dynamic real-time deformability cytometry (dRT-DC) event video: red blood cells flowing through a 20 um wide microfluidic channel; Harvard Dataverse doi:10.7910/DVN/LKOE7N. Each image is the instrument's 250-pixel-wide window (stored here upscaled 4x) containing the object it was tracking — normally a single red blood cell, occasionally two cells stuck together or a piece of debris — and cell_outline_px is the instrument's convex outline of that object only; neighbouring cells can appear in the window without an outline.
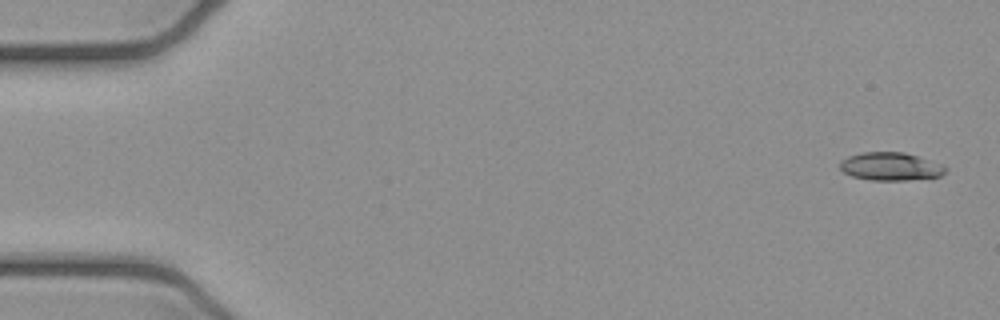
{"species": "common noctule bat (a hibernating species)", "species_latin": "Nyctalus noctula", "temperature_condition": "cold", "stored_images_in_passage": 6, "camera_frame_rate_fps": 3000, "um_per_image_px": 0.085, "animal": {"sex": "female", "body_mass_g": 21.9}, "frame": {"image": 1, "passage_image": 1, "time_ms": 0.0, "image_size_px": [1000, 320], "cell_outline_px": [[948, 168], [940, 176], [908, 180], [872, 180], [852, 176], [844, 172], [840, 168], [840, 160], [848, 156], [864, 152], [904, 152], [944, 164]], "centroid_in_image_um": [75.71, 14.14], "position_along_channel_um": 9.3, "area_um2": 17.28}}
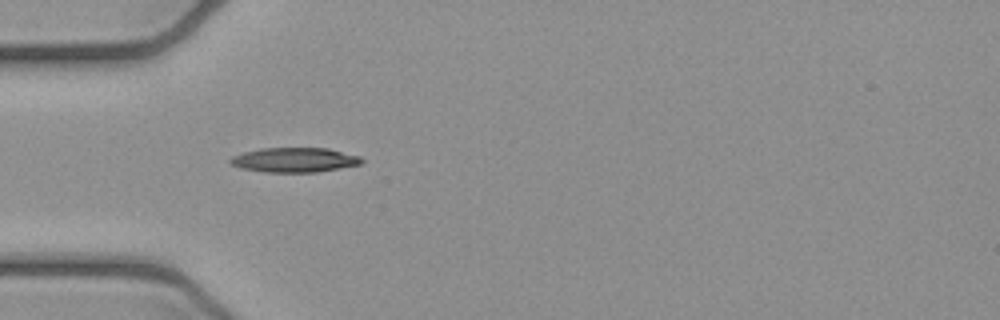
{"frame": {"image": 2, "passage_image": 5, "time_ms": 1.333, "image_size_px": [1000, 320], "cell_outline_px": [[364, 160], [360, 164], [316, 172], [264, 172], [240, 168], [232, 164], [228, 160], [232, 156], [244, 152], [260, 148], [328, 148], [360, 156]], "centroid_in_image_um": [25.01, 13.59], "position_along_channel_um": 60.0, "area_um2": 18.79}}
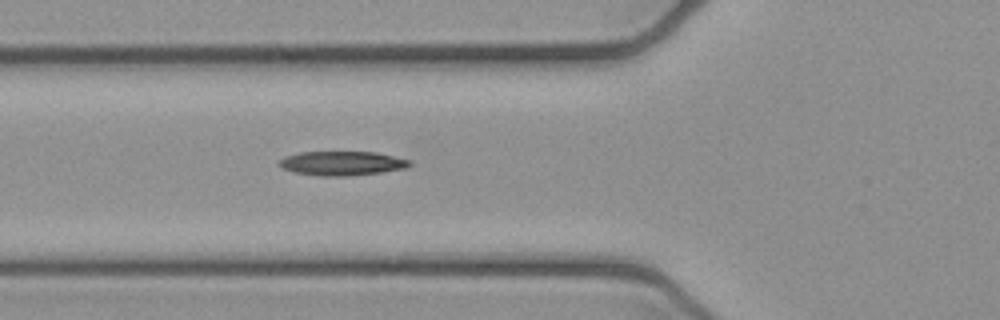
{"frame": {"image": 3, "passage_image": 6, "time_ms": 1.667, "image_size_px": [1000, 320], "cell_outline_px": [[412, 164], [404, 168], [380, 172], [348, 176], [320, 176], [296, 172], [284, 168], [276, 164], [284, 156], [300, 152], [376, 152], [412, 160]], "centroid_in_image_um": [29.07, 13.87], "position_along_channel_um": 96.7, "area_um2": 18.32}}